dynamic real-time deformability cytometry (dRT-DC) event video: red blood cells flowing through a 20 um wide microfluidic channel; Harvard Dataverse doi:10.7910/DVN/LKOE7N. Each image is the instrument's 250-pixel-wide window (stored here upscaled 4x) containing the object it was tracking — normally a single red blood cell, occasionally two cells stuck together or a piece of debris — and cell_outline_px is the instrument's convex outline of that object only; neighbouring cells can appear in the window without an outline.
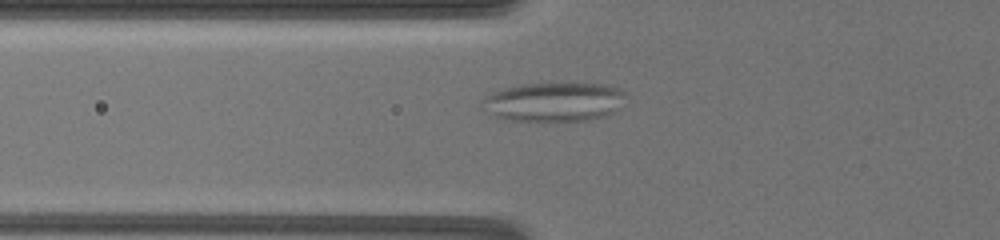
{"species": "common noctule bat (a hibernating species)", "species_latin": "Nyctalus noctula", "temperature_condition": "warm", "stored_images_in_passage": 33, "camera_frame_rate_fps": 3000, "um_per_image_px": 0.085, "animal": {"sex": "female", "body_mass_g": 19.5, "forearm_length_mm": 54.1}, "frame": {"image": 1, "passage_image": 4, "time_ms": 1.0, "image_size_px": [1000, 240], "cell_outline_px": [[620, 92], [612, 112], [588, 120], [504, 120], [496, 116], [480, 100], [484, 96], [508, 88], [524, 84], [600, 84], [616, 88]], "centroid_in_image_um": [46.96, 8.66], "position_along_channel_um": 78.8, "area_um2": 30.75}}
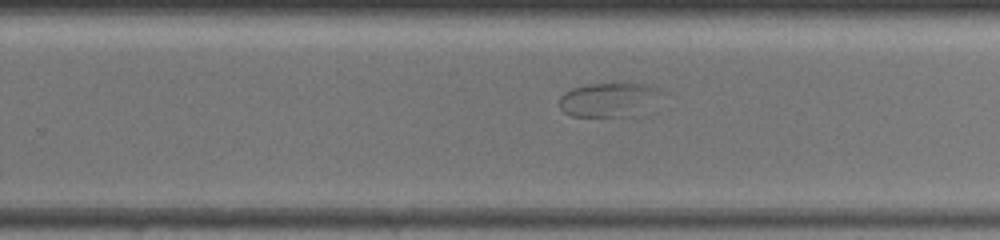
{"frame": {"image": 2, "passage_image": 20, "time_ms": 7.0, "image_size_px": [1000, 240], "cell_outline_px": [[660, 92], [628, 116], [572, 116], [564, 112], [560, 108], [560, 96], [564, 92], [572, 88], [588, 84], [648, 84], [656, 88]], "centroid_in_image_um": [51.52, 8.45], "position_along_channel_um": 278.3, "area_um2": 18.9}}
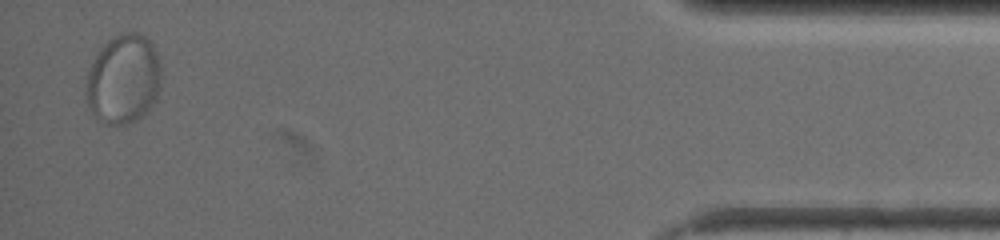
{"frame": {"image": 3, "passage_image": 33, "time_ms": 13.333, "image_size_px": [1000, 240], "cell_outline_px": [[160, 88], [156, 100], [144, 116], [136, 120], [124, 124], [108, 124], [96, 120], [88, 104], [88, 72], [100, 48], [112, 36], [124, 32], [136, 32], [144, 36], [148, 40], [156, 52], [160, 64]], "centroid_in_image_um": [10.52, 6.74], "position_along_channel_um": 424.7, "area_um2": 38.9}}